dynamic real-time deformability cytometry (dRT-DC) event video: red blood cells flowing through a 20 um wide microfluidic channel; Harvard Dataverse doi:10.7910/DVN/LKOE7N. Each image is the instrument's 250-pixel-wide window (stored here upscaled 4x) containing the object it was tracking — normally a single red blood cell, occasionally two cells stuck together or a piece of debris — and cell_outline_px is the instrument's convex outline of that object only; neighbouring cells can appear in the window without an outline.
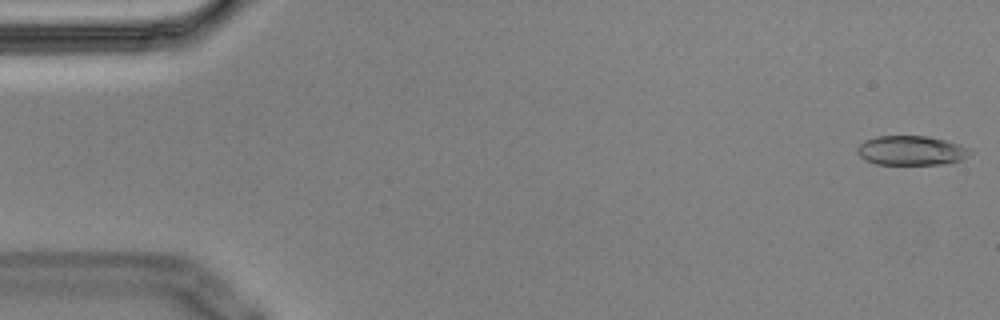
{"species": "Egyptian fruit bat (a non-hibernating species)", "species_latin": "Rousettus aegyptiacus", "temperature_condition": "cold", "stored_images_in_passage": 6, "segment_of_instrument_passage": [1, 2], "camera_frame_rate_fps": 3000, "um_per_image_px": 0.085, "animal": {"sex": "male"}, "frame": {"image": 1, "passage_image": 1, "time_ms": 0.0, "image_size_px": [1000, 320], "cell_outline_px": [[972, 152], [968, 156], [960, 160], [944, 164], [876, 164], [864, 160], [856, 152], [856, 148], [864, 140], [876, 136], [928, 136], [960, 144], [968, 148]], "centroid_in_image_um": [77.42, 12.79], "position_along_channel_um": 7.6, "area_um2": 19.42}}